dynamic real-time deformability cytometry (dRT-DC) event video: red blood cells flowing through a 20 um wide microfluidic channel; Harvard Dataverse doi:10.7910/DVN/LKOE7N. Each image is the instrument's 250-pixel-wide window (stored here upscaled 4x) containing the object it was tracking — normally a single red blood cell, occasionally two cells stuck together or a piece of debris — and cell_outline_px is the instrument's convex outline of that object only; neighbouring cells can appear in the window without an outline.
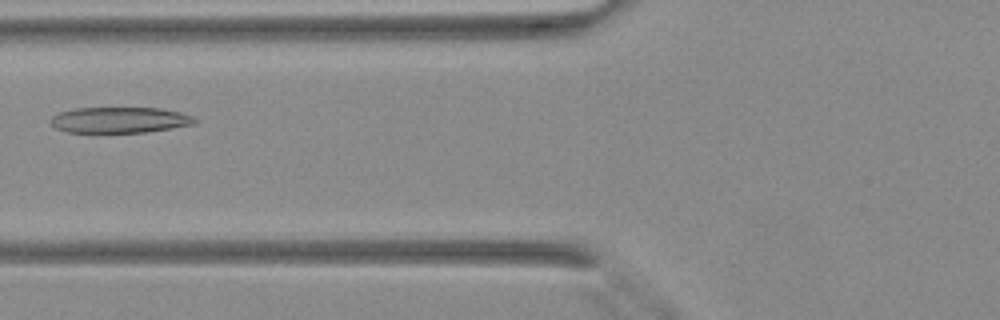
{"species": "Egyptian fruit bat (a non-hibernating species)", "species_latin": "Rousettus aegyptiacus", "temperature_condition": "warm", "stored_images_in_passage": 20, "camera_frame_rate_fps": 3000, "um_per_image_px": 0.085, "animal": {"sex": "female"}, "frame": {"image": 1, "passage_image": 11, "time_ms": 3.333, "image_size_px": [1000, 320], "cell_outline_px": [[196, 124], [144, 132], [64, 132], [56, 128], [48, 120], [52, 116], [60, 112], [76, 108], [160, 108], [180, 112], [192, 116], [196, 120]], "centroid_in_image_um": [10.14, 10.19], "position_along_channel_um": 115.7, "area_um2": 21.62}}
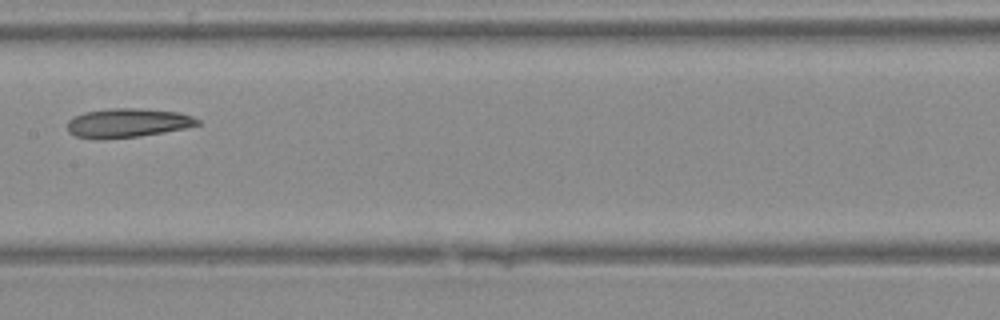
{"frame": {"image": 2, "passage_image": 16, "time_ms": 5.0, "image_size_px": [1000, 320], "cell_outline_px": [[200, 124], [184, 128], [164, 132], [140, 136], [104, 140], [96, 140], [76, 136], [68, 132], [68, 120], [72, 116], [84, 112], [108, 108], [140, 108], [176, 112], [192, 116], [200, 120]], "centroid_in_image_um": [10.79, 10.46], "position_along_channel_um": 196.6, "area_um2": 22.31}}
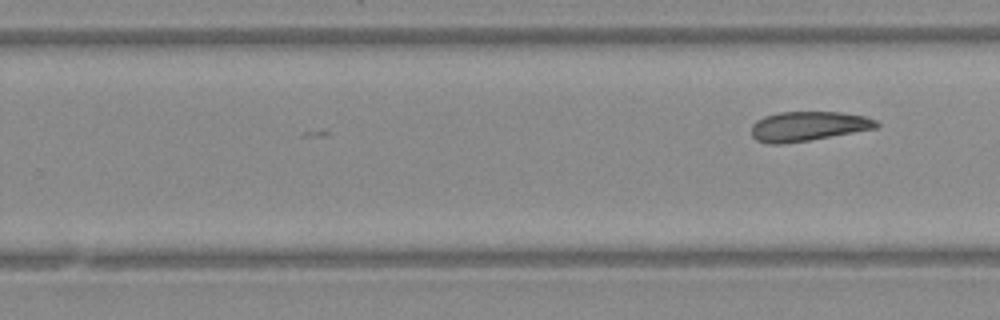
{"frame": {"image": 3, "passage_image": 20, "time_ms": 6.333, "image_size_px": [1000, 320], "cell_outline_px": [[880, 124], [876, 128], [808, 140], [780, 144], [772, 144], [756, 140], [752, 136], [752, 124], [756, 120], [764, 116], [780, 112], [840, 112], [864, 116], [876, 120]], "centroid_in_image_um": [68.66, 10.72], "position_along_channel_um": 261.1, "area_um2": 21.33}}